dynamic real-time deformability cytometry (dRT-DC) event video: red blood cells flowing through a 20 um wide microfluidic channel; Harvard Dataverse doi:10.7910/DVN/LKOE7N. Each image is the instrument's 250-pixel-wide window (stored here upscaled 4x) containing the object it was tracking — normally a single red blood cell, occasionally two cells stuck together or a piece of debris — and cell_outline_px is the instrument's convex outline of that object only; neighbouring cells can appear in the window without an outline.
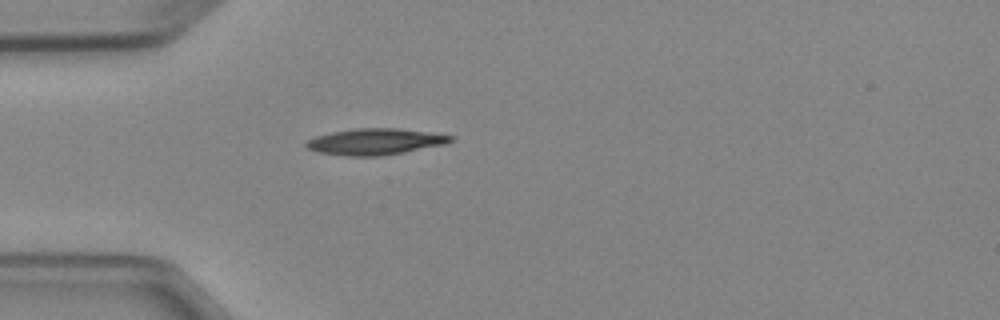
{"species": "Egyptian fruit bat (a non-hibernating species)", "species_latin": "Rousettus aegyptiacus", "temperature_condition": "cold", "stored_images_in_passage": 1, "camera_frame_rate_fps": 3000, "um_per_image_px": 0.085, "animal": {"sex": "female"}, "frame": {"image": 1, "passage_image": 1, "time_ms": 0.0, "image_size_px": [1000, 320], "cell_outline_px": [[456, 140], [448, 144], [404, 152], [380, 156], [348, 156], [320, 152], [308, 148], [304, 144], [308, 140], [316, 136], [332, 132], [356, 128], [396, 128], [428, 132], [456, 136]], "centroid_in_image_um": [31.97, 12.04], "position_along_channel_um": 53.0, "area_um2": 22.14}}